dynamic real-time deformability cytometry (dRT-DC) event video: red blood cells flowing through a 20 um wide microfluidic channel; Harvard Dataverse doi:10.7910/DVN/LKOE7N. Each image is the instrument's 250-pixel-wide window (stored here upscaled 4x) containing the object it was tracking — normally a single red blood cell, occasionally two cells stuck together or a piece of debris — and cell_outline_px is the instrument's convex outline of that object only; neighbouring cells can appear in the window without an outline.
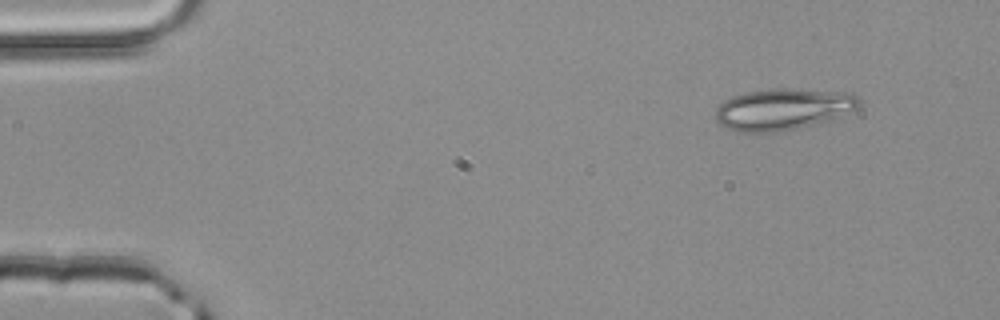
{"species": "common noctule bat (a hibernating species)", "species_latin": "Nyctalus noctula", "temperature_condition": "room temperature", "stored_images_in_passage": 3, "camera_frame_rate_fps": 3000, "um_per_image_px": 0.085, "animal": {"sex": "male", "body_mass_g": 20.4}, "frame": {"image": 1, "passage_image": 1, "time_ms": 0.0, "image_size_px": [1000, 320], "cell_outline_px": [[860, 104], [856, 108], [832, 120], [796, 128], [776, 132], [740, 132], [728, 128], [720, 124], [716, 120], [716, 108], [724, 100], [732, 96], [748, 92], [776, 88], [792, 88], [852, 92], [860, 96]], "centroid_in_image_um": [66.6, 9.26], "position_along_channel_um": 18.4, "area_um2": 34.91}}